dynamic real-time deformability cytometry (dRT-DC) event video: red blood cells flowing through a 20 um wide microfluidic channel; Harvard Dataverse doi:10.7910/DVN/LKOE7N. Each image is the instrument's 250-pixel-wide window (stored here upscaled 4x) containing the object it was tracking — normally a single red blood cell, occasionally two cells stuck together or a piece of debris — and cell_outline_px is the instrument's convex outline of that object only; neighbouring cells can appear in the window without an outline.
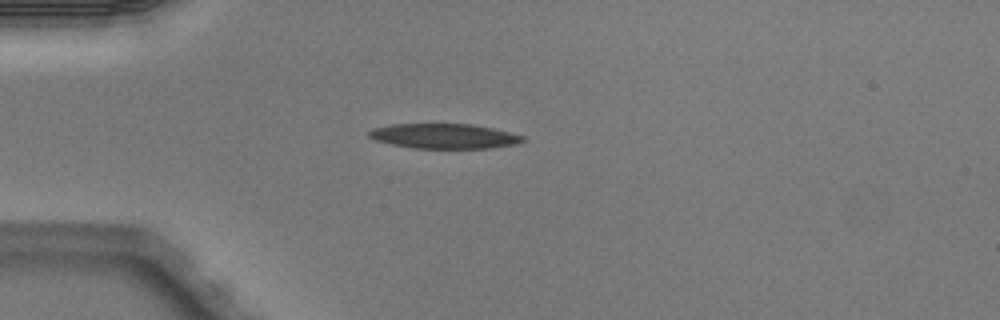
{"species": "Egyptian fruit bat (a non-hibernating species)", "species_latin": "Rousettus aegyptiacus", "temperature_condition": "warm", "stored_images_in_passage": 3, "camera_frame_rate_fps": 3000, "um_per_image_px": 0.085, "animal": {"sex": "male"}, "frame": {"image": 1, "passage_image": 2, "time_ms": 0.333, "image_size_px": [1000, 320], "cell_outline_px": [[528, 140], [516, 144], [488, 148], [412, 148], [392, 144], [376, 140], [368, 136], [368, 132], [372, 128], [388, 124], [472, 124], [492, 128], [524, 136]], "centroid_in_image_um": [37.75, 11.56], "position_along_channel_um": 47.3, "area_um2": 22.31}}